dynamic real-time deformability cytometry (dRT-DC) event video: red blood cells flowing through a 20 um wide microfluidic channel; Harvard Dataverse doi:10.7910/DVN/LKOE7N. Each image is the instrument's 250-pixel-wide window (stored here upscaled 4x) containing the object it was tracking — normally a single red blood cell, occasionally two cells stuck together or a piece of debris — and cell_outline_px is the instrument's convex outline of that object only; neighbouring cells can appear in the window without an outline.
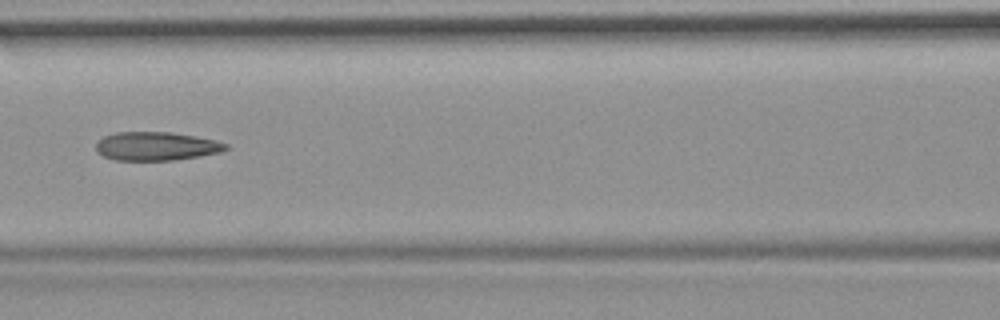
{"species": "common noctule bat (a hibernating species)", "species_latin": "Nyctalus noctula", "temperature_condition": "room temperature", "stored_images_in_passage": 9, "camera_frame_rate_fps": 3000, "um_per_image_px": 0.085, "animal": {"sex": "female", "body_mass_g": 19.9}, "frame": {"image": 1, "passage_image": 6, "time_ms": 1.667, "image_size_px": [1000, 320], "cell_outline_px": [[228, 148], [220, 152], [200, 156], [176, 160], [116, 160], [104, 156], [96, 152], [96, 144], [104, 136], [116, 132], [168, 132], [196, 136], [216, 140], [228, 144]], "centroid_in_image_um": [13.29, 12.43], "position_along_channel_um": 153.3, "area_um2": 21.62}}
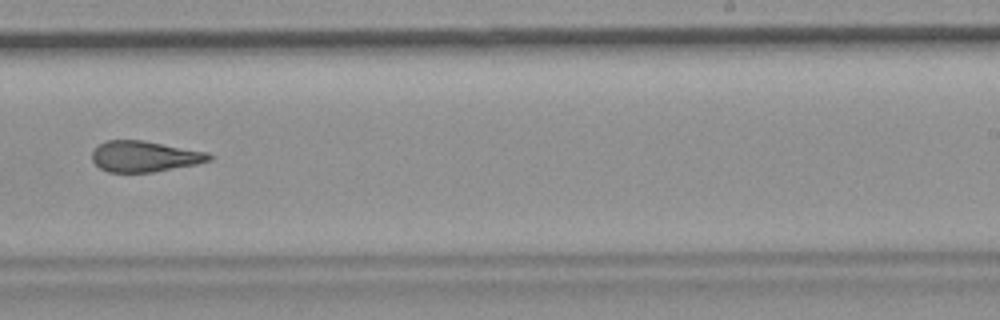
{"frame": {"image": 2, "passage_image": 9, "time_ms": 2.667, "image_size_px": [1000, 320], "cell_outline_px": [[212, 160], [196, 164], [152, 172], [108, 172], [100, 168], [92, 160], [92, 152], [100, 144], [108, 140], [144, 140], [208, 152], [212, 156]], "centroid_in_image_um": [12.3, 13.29], "position_along_channel_um": 276.7, "area_um2": 20.98}}